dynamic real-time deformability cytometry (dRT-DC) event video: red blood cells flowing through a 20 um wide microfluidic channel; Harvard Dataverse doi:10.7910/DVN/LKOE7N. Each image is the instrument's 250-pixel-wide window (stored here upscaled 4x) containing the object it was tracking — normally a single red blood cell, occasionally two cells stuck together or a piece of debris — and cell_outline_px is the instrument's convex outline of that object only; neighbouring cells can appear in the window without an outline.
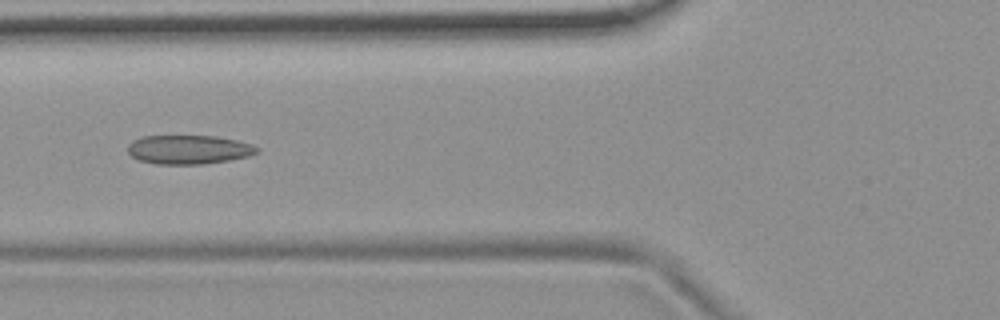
{"species": "common noctule bat (a hibernating species)", "species_latin": "Nyctalus noctula", "temperature_condition": "room temperature", "stored_images_in_passage": 9, "camera_frame_rate_fps": 3000, "um_per_image_px": 0.085, "animal": {"sex": "female", "body_mass_g": 19.9}, "frame": {"image": 1, "passage_image": 4, "time_ms": 1.0, "image_size_px": [1000, 320], "cell_outline_px": [[260, 148], [256, 152], [248, 156], [228, 160], [204, 164], [156, 164], [140, 160], [132, 156], [128, 152], [128, 144], [132, 140], [144, 136], [216, 136], [236, 140], [252, 144]], "centroid_in_image_um": [16.03, 12.71], "position_along_channel_um": 109.8, "area_um2": 21.73}}
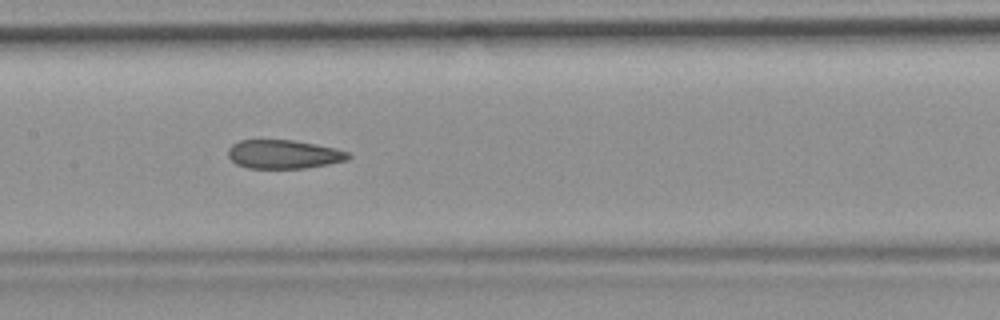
{"frame": {"image": 2, "passage_image": 6, "time_ms": 1.667, "image_size_px": [1000, 320], "cell_outline_px": [[352, 156], [348, 160], [328, 164], [304, 168], [248, 168], [236, 164], [228, 156], [228, 148], [232, 144], [240, 140], [292, 140], [316, 144], [336, 148], [348, 152]], "centroid_in_image_um": [24.12, 13.11], "position_along_channel_um": 183.3, "area_um2": 20.17}}
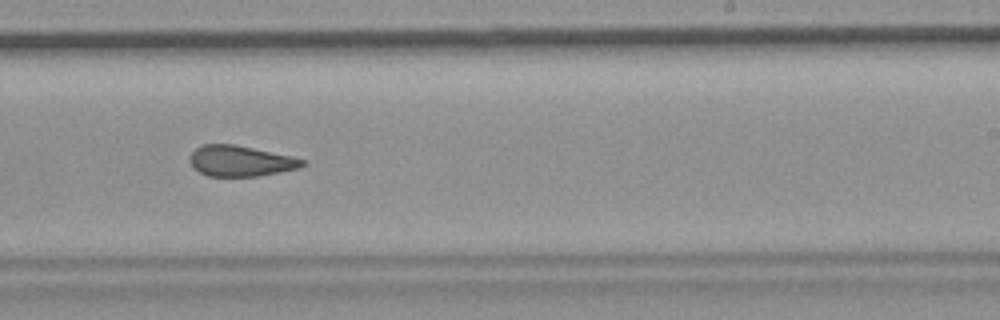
{"frame": {"image": 3, "passage_image": 8, "time_ms": 2.333, "image_size_px": [1000, 320], "cell_outline_px": [[308, 164], [300, 168], [260, 176], [208, 176], [192, 168], [192, 152], [196, 148], [204, 144], [236, 144], [292, 156], [304, 160]], "centroid_in_image_um": [20.5, 13.68], "position_along_channel_um": 268.5, "area_um2": 20.17}}